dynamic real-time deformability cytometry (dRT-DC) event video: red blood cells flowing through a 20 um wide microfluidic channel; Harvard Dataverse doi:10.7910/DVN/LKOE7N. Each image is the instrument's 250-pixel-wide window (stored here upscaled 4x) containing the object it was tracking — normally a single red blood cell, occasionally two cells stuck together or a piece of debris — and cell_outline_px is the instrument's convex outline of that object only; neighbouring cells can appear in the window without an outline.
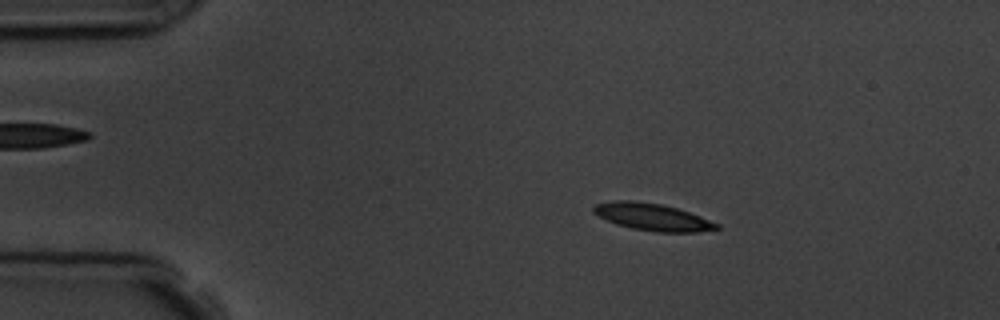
{"species": "common noctule bat (a hibernating species)", "species_latin": "Nyctalus noctula", "temperature_condition": "room temperature", "stored_images_in_passage": 2, "camera_frame_rate_fps": 3000, "um_per_image_px": 0.085, "animal": {"sex": "male", "body_mass_g": 19.5, "forearm_length_mm": 54.6}, "frame": {"image": 1, "passage_image": 1, "time_ms": 0.0, "image_size_px": [1000, 320], "cell_outline_px": [[720, 228], [696, 232], [656, 232], [632, 228], [616, 224], [592, 212], [592, 208], [596, 204], [616, 200], [632, 200], [664, 204], [700, 216], [720, 224]], "centroid_in_image_um": [55.46, 18.44], "position_along_channel_um": 29.5, "area_um2": 19.36}}